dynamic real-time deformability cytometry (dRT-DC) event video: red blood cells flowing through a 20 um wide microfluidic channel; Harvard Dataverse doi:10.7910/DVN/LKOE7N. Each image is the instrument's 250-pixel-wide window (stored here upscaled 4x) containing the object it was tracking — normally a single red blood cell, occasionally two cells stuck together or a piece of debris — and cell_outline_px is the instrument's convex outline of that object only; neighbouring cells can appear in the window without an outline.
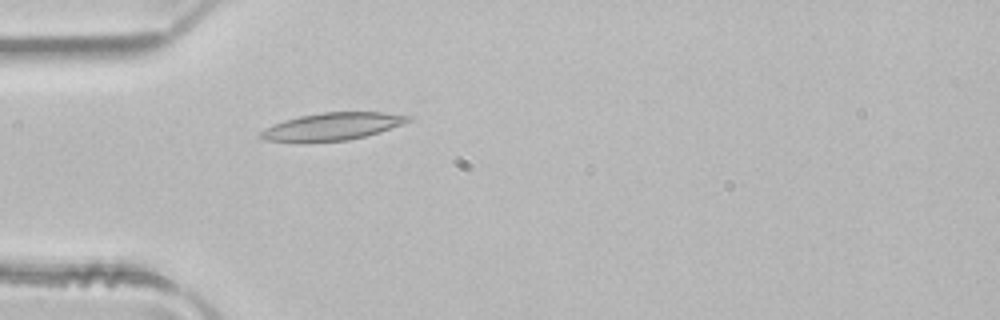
{"species": "common noctule bat (a hibernating species)", "species_latin": "Nyctalus noctula", "temperature_condition": "room temperature", "stored_images_in_passage": 4, "camera_frame_rate_fps": 3000, "um_per_image_px": 0.085, "animal": {"sex": "male", "body_mass_g": 21.5, "forearm_length_mm": 52.0}, "frame": {"image": 1, "passage_image": 4, "time_ms": 1.0, "image_size_px": [1000, 320], "cell_outline_px": [[416, 116], [412, 120], [404, 124], [380, 132], [348, 140], [304, 144], [264, 140], [260, 136], [260, 132], [264, 128], [284, 120], [300, 116], [320, 112], [384, 112]], "centroid_in_image_um": [28.25, 10.77], "position_along_channel_um": 56.8, "area_um2": 24.33}}